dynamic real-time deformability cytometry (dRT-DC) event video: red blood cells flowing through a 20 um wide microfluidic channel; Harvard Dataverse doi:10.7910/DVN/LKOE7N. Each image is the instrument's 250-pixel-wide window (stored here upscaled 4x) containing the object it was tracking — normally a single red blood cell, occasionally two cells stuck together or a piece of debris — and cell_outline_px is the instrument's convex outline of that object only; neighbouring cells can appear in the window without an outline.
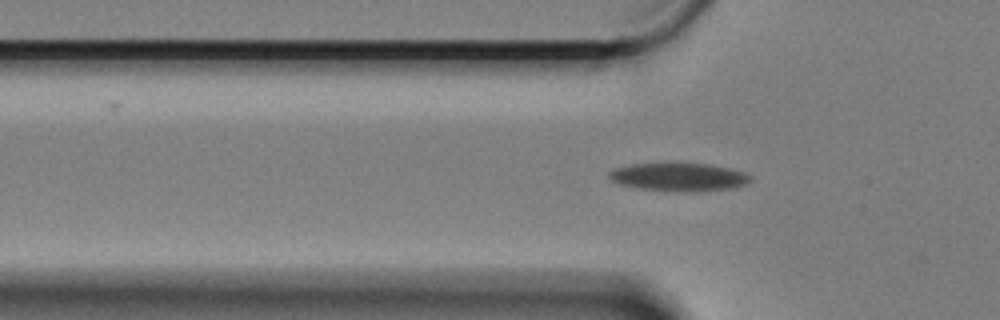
{"species": "Egyptian fruit bat (a non-hibernating species)", "species_latin": "Rousettus aegyptiacus", "temperature_condition": "cold", "stored_images_in_passage": 43, "camera_frame_rate_fps": 3000, "um_per_image_px": 0.085, "animal": {"sex": "female"}, "frame": {"image": 1, "passage_image": 6, "time_ms": 1.667, "image_size_px": [1000, 320], "cell_outline_px": [[752, 180], [748, 184], [732, 188], [700, 192], [676, 192], [636, 188], [620, 184], [612, 180], [608, 176], [608, 172], [612, 168], [632, 164], [708, 164], [728, 168], [744, 172], [752, 176]], "centroid_in_image_um": [57.72, 15.07], "position_along_channel_um": 68.1, "area_um2": 23.41}}
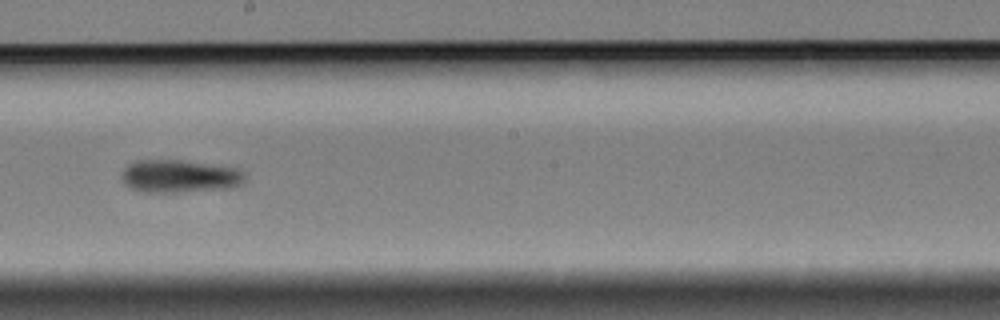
{"frame": {"image": 2, "passage_image": 21, "time_ms": 6.667, "image_size_px": [1000, 320], "cell_outline_px": [[244, 180], [240, 184], [232, 188], [176, 192], [144, 192], [128, 188], [124, 184], [120, 176], [124, 168], [128, 164], [136, 160], [180, 160], [236, 168], [244, 172]], "centroid_in_image_um": [15.2, 14.98], "position_along_channel_um": 233.0, "area_um2": 23.64}}
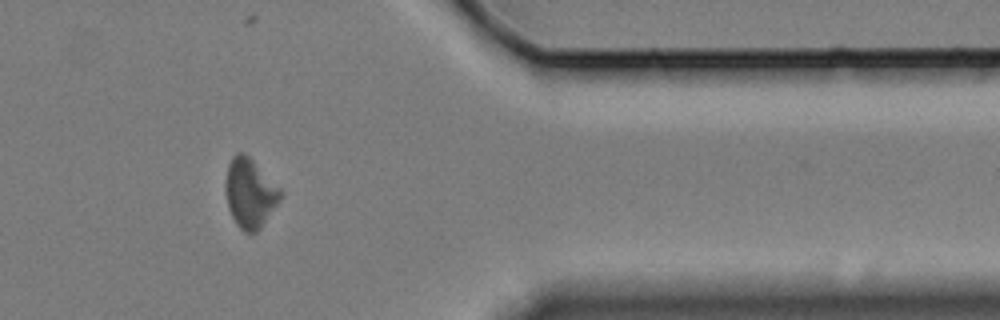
{"frame": {"image": 3, "passage_image": 37, "time_ms": 12.0, "image_size_px": [1000, 320], "cell_outline_px": [[284, 192], [280, 200], [260, 228], [256, 232], [244, 232], [236, 224], [228, 208], [224, 188], [228, 164], [232, 156], [236, 152], [244, 152]], "centroid_in_image_um": [21.22, 16.41], "position_along_channel_um": 390.2, "area_um2": 22.08}}